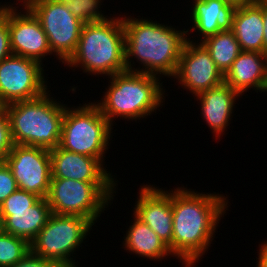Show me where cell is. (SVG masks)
<instances>
[{"instance_id":"obj_1","label":"cell","mask_w":267,"mask_h":267,"mask_svg":"<svg viewBox=\"0 0 267 267\" xmlns=\"http://www.w3.org/2000/svg\"><path fill=\"white\" fill-rule=\"evenodd\" d=\"M228 195L198 192L185 186L171 189L172 254L183 267H196L211 247L220 220L229 211Z\"/></svg>"},{"instance_id":"obj_2","label":"cell","mask_w":267,"mask_h":267,"mask_svg":"<svg viewBox=\"0 0 267 267\" xmlns=\"http://www.w3.org/2000/svg\"><path fill=\"white\" fill-rule=\"evenodd\" d=\"M137 17L122 15L127 71L171 79L187 41L186 28L180 30L179 26L175 28L150 17ZM134 59L139 64L137 68Z\"/></svg>"},{"instance_id":"obj_3","label":"cell","mask_w":267,"mask_h":267,"mask_svg":"<svg viewBox=\"0 0 267 267\" xmlns=\"http://www.w3.org/2000/svg\"><path fill=\"white\" fill-rule=\"evenodd\" d=\"M108 78L103 97L93 101L112 126L117 125L118 117L132 122L147 119L160 111L169 95L165 93L162 78L152 74L126 70Z\"/></svg>"},{"instance_id":"obj_4","label":"cell","mask_w":267,"mask_h":267,"mask_svg":"<svg viewBox=\"0 0 267 267\" xmlns=\"http://www.w3.org/2000/svg\"><path fill=\"white\" fill-rule=\"evenodd\" d=\"M122 14L117 13V17L114 13L108 14L107 20L84 23L77 49L64 65L73 70L78 68L88 76H106V79L126 71Z\"/></svg>"},{"instance_id":"obj_5","label":"cell","mask_w":267,"mask_h":267,"mask_svg":"<svg viewBox=\"0 0 267 267\" xmlns=\"http://www.w3.org/2000/svg\"><path fill=\"white\" fill-rule=\"evenodd\" d=\"M51 90L43 95L5 105L14 144L52 150L60 142L62 121L67 104L52 97ZM58 100V101H57Z\"/></svg>"},{"instance_id":"obj_6","label":"cell","mask_w":267,"mask_h":267,"mask_svg":"<svg viewBox=\"0 0 267 267\" xmlns=\"http://www.w3.org/2000/svg\"><path fill=\"white\" fill-rule=\"evenodd\" d=\"M87 103L73 107L66 105L58 146L70 152L97 158L109 168L105 164V154L109 151L110 141H114V127L94 102Z\"/></svg>"},{"instance_id":"obj_7","label":"cell","mask_w":267,"mask_h":267,"mask_svg":"<svg viewBox=\"0 0 267 267\" xmlns=\"http://www.w3.org/2000/svg\"><path fill=\"white\" fill-rule=\"evenodd\" d=\"M118 183H88L72 179H51L46 197L51 213L77 215L93 225L113 204ZM116 190V191H115ZM115 193V194H114Z\"/></svg>"},{"instance_id":"obj_8","label":"cell","mask_w":267,"mask_h":267,"mask_svg":"<svg viewBox=\"0 0 267 267\" xmlns=\"http://www.w3.org/2000/svg\"><path fill=\"white\" fill-rule=\"evenodd\" d=\"M93 224L85 217L51 213L46 225L30 243L34 255L51 260L58 267H79L76 251L85 243L93 230Z\"/></svg>"},{"instance_id":"obj_9","label":"cell","mask_w":267,"mask_h":267,"mask_svg":"<svg viewBox=\"0 0 267 267\" xmlns=\"http://www.w3.org/2000/svg\"><path fill=\"white\" fill-rule=\"evenodd\" d=\"M30 10L48 37L53 57L65 64L77 49L84 23L59 0H42Z\"/></svg>"},{"instance_id":"obj_10","label":"cell","mask_w":267,"mask_h":267,"mask_svg":"<svg viewBox=\"0 0 267 267\" xmlns=\"http://www.w3.org/2000/svg\"><path fill=\"white\" fill-rule=\"evenodd\" d=\"M44 67L34 59L13 54L0 61V106L31 100L47 92L50 86Z\"/></svg>"},{"instance_id":"obj_11","label":"cell","mask_w":267,"mask_h":267,"mask_svg":"<svg viewBox=\"0 0 267 267\" xmlns=\"http://www.w3.org/2000/svg\"><path fill=\"white\" fill-rule=\"evenodd\" d=\"M18 189L46 198L51 182L50 150L15 144L5 159Z\"/></svg>"},{"instance_id":"obj_12","label":"cell","mask_w":267,"mask_h":267,"mask_svg":"<svg viewBox=\"0 0 267 267\" xmlns=\"http://www.w3.org/2000/svg\"><path fill=\"white\" fill-rule=\"evenodd\" d=\"M171 80H177V84L194 97L203 91L220 86L224 83V75L201 42L187 40Z\"/></svg>"},{"instance_id":"obj_13","label":"cell","mask_w":267,"mask_h":267,"mask_svg":"<svg viewBox=\"0 0 267 267\" xmlns=\"http://www.w3.org/2000/svg\"><path fill=\"white\" fill-rule=\"evenodd\" d=\"M6 21L12 54L34 59L44 65L46 57L53 54L48 37L33 12L22 7L21 9H6Z\"/></svg>"},{"instance_id":"obj_14","label":"cell","mask_w":267,"mask_h":267,"mask_svg":"<svg viewBox=\"0 0 267 267\" xmlns=\"http://www.w3.org/2000/svg\"><path fill=\"white\" fill-rule=\"evenodd\" d=\"M158 187L154 184L140 185L132 214L155 231L172 253L171 190Z\"/></svg>"},{"instance_id":"obj_15","label":"cell","mask_w":267,"mask_h":267,"mask_svg":"<svg viewBox=\"0 0 267 267\" xmlns=\"http://www.w3.org/2000/svg\"><path fill=\"white\" fill-rule=\"evenodd\" d=\"M50 159L51 179H72L88 183L119 182L117 177L112 175V171L106 169L97 158L70 152L57 146L50 150Z\"/></svg>"},{"instance_id":"obj_16","label":"cell","mask_w":267,"mask_h":267,"mask_svg":"<svg viewBox=\"0 0 267 267\" xmlns=\"http://www.w3.org/2000/svg\"><path fill=\"white\" fill-rule=\"evenodd\" d=\"M191 4V12L188 11L191 20H188L191 21L189 24L192 23V26L186 29L187 40L202 42L220 31L232 30L235 6L224 0H192ZM190 33L198 35V39H190L193 38L189 36Z\"/></svg>"},{"instance_id":"obj_17","label":"cell","mask_w":267,"mask_h":267,"mask_svg":"<svg viewBox=\"0 0 267 267\" xmlns=\"http://www.w3.org/2000/svg\"><path fill=\"white\" fill-rule=\"evenodd\" d=\"M238 98H242V96L226 83L194 96L197 103L201 105L198 108L201 111V117L211 129L214 139L218 140L223 135L225 136Z\"/></svg>"},{"instance_id":"obj_18","label":"cell","mask_w":267,"mask_h":267,"mask_svg":"<svg viewBox=\"0 0 267 267\" xmlns=\"http://www.w3.org/2000/svg\"><path fill=\"white\" fill-rule=\"evenodd\" d=\"M267 81V54L241 51L224 75V83L241 96L252 89L264 93Z\"/></svg>"},{"instance_id":"obj_19","label":"cell","mask_w":267,"mask_h":267,"mask_svg":"<svg viewBox=\"0 0 267 267\" xmlns=\"http://www.w3.org/2000/svg\"><path fill=\"white\" fill-rule=\"evenodd\" d=\"M124 234V240L121 244L124 250L129 254H135L136 257L147 258L150 261L162 263V259L174 257L169 247L146 223L139 220L134 214Z\"/></svg>"},{"instance_id":"obj_20","label":"cell","mask_w":267,"mask_h":267,"mask_svg":"<svg viewBox=\"0 0 267 267\" xmlns=\"http://www.w3.org/2000/svg\"><path fill=\"white\" fill-rule=\"evenodd\" d=\"M3 231L31 243L46 225L51 209L46 198H40L28 209L0 210Z\"/></svg>"},{"instance_id":"obj_21","label":"cell","mask_w":267,"mask_h":267,"mask_svg":"<svg viewBox=\"0 0 267 267\" xmlns=\"http://www.w3.org/2000/svg\"><path fill=\"white\" fill-rule=\"evenodd\" d=\"M262 2L237 7L232 31L242 51L264 53Z\"/></svg>"},{"instance_id":"obj_22","label":"cell","mask_w":267,"mask_h":267,"mask_svg":"<svg viewBox=\"0 0 267 267\" xmlns=\"http://www.w3.org/2000/svg\"><path fill=\"white\" fill-rule=\"evenodd\" d=\"M201 43L209 51L212 60L223 75L242 51L232 30L220 31L207 37Z\"/></svg>"},{"instance_id":"obj_23","label":"cell","mask_w":267,"mask_h":267,"mask_svg":"<svg viewBox=\"0 0 267 267\" xmlns=\"http://www.w3.org/2000/svg\"><path fill=\"white\" fill-rule=\"evenodd\" d=\"M30 252V243L5 231L0 233V267H11Z\"/></svg>"},{"instance_id":"obj_24","label":"cell","mask_w":267,"mask_h":267,"mask_svg":"<svg viewBox=\"0 0 267 267\" xmlns=\"http://www.w3.org/2000/svg\"><path fill=\"white\" fill-rule=\"evenodd\" d=\"M83 23L107 20L110 16L102 11L104 0H59ZM103 12V13H102Z\"/></svg>"},{"instance_id":"obj_25","label":"cell","mask_w":267,"mask_h":267,"mask_svg":"<svg viewBox=\"0 0 267 267\" xmlns=\"http://www.w3.org/2000/svg\"><path fill=\"white\" fill-rule=\"evenodd\" d=\"M40 198L41 197L34 193L17 189L2 202V204L0 205V210L28 209L33 206Z\"/></svg>"},{"instance_id":"obj_26","label":"cell","mask_w":267,"mask_h":267,"mask_svg":"<svg viewBox=\"0 0 267 267\" xmlns=\"http://www.w3.org/2000/svg\"><path fill=\"white\" fill-rule=\"evenodd\" d=\"M9 119L4 107H0V161H5L14 146Z\"/></svg>"},{"instance_id":"obj_27","label":"cell","mask_w":267,"mask_h":267,"mask_svg":"<svg viewBox=\"0 0 267 267\" xmlns=\"http://www.w3.org/2000/svg\"><path fill=\"white\" fill-rule=\"evenodd\" d=\"M18 189L10 167L5 161H0V205Z\"/></svg>"},{"instance_id":"obj_28","label":"cell","mask_w":267,"mask_h":267,"mask_svg":"<svg viewBox=\"0 0 267 267\" xmlns=\"http://www.w3.org/2000/svg\"><path fill=\"white\" fill-rule=\"evenodd\" d=\"M12 55L8 22L6 21V9L0 17V61Z\"/></svg>"},{"instance_id":"obj_29","label":"cell","mask_w":267,"mask_h":267,"mask_svg":"<svg viewBox=\"0 0 267 267\" xmlns=\"http://www.w3.org/2000/svg\"><path fill=\"white\" fill-rule=\"evenodd\" d=\"M11 267H58L51 260H47L41 256L34 255L31 251L16 264Z\"/></svg>"},{"instance_id":"obj_30","label":"cell","mask_w":267,"mask_h":267,"mask_svg":"<svg viewBox=\"0 0 267 267\" xmlns=\"http://www.w3.org/2000/svg\"><path fill=\"white\" fill-rule=\"evenodd\" d=\"M40 1L42 0H16V3H15V0H14L13 3L5 1V3H3L2 5L4 6L5 9H18V8L21 9L20 8L21 5L23 6L22 9H30L34 4Z\"/></svg>"},{"instance_id":"obj_31","label":"cell","mask_w":267,"mask_h":267,"mask_svg":"<svg viewBox=\"0 0 267 267\" xmlns=\"http://www.w3.org/2000/svg\"><path fill=\"white\" fill-rule=\"evenodd\" d=\"M258 260L256 259V267H267V241L259 244Z\"/></svg>"},{"instance_id":"obj_32","label":"cell","mask_w":267,"mask_h":267,"mask_svg":"<svg viewBox=\"0 0 267 267\" xmlns=\"http://www.w3.org/2000/svg\"><path fill=\"white\" fill-rule=\"evenodd\" d=\"M262 17H263V44L264 54H267V2H262Z\"/></svg>"},{"instance_id":"obj_33","label":"cell","mask_w":267,"mask_h":267,"mask_svg":"<svg viewBox=\"0 0 267 267\" xmlns=\"http://www.w3.org/2000/svg\"><path fill=\"white\" fill-rule=\"evenodd\" d=\"M224 1L228 4L235 6L236 8L256 3V0H224Z\"/></svg>"},{"instance_id":"obj_34","label":"cell","mask_w":267,"mask_h":267,"mask_svg":"<svg viewBox=\"0 0 267 267\" xmlns=\"http://www.w3.org/2000/svg\"><path fill=\"white\" fill-rule=\"evenodd\" d=\"M3 231V220L0 212V233Z\"/></svg>"},{"instance_id":"obj_35","label":"cell","mask_w":267,"mask_h":267,"mask_svg":"<svg viewBox=\"0 0 267 267\" xmlns=\"http://www.w3.org/2000/svg\"><path fill=\"white\" fill-rule=\"evenodd\" d=\"M1 4H2V2H0V17L2 16L4 9H5L4 6Z\"/></svg>"},{"instance_id":"obj_36","label":"cell","mask_w":267,"mask_h":267,"mask_svg":"<svg viewBox=\"0 0 267 267\" xmlns=\"http://www.w3.org/2000/svg\"><path fill=\"white\" fill-rule=\"evenodd\" d=\"M256 2H267V0H256Z\"/></svg>"},{"instance_id":"obj_37","label":"cell","mask_w":267,"mask_h":267,"mask_svg":"<svg viewBox=\"0 0 267 267\" xmlns=\"http://www.w3.org/2000/svg\"><path fill=\"white\" fill-rule=\"evenodd\" d=\"M264 92H265V94L267 92V81H266V86H265Z\"/></svg>"}]
</instances>
